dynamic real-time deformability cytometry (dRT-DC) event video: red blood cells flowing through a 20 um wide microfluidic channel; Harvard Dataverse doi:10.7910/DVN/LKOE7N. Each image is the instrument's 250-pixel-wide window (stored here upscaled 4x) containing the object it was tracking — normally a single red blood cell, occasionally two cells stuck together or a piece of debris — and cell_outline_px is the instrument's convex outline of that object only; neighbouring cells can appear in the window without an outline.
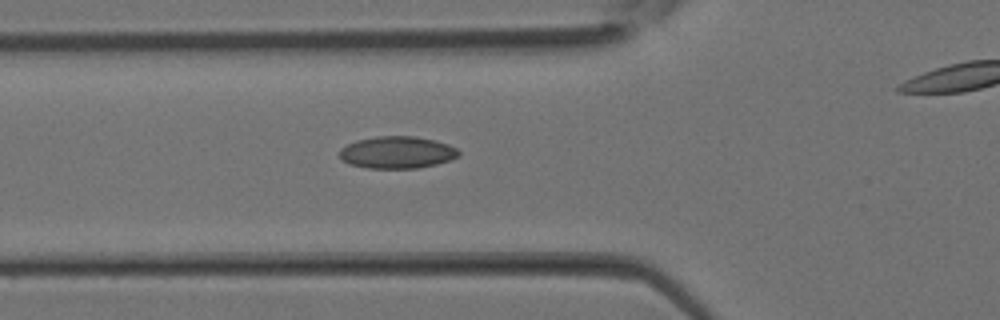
{"species": "Egyptian fruit bat (a non-hibernating species)", "species_latin": "Rousettus aegyptiacus", "temperature_condition": "room temperature", "stored_images_in_passage": 28, "camera_frame_rate_fps": 3000, "um_per_image_px": 0.085, "animal": {"sex": "female"}, "frame": {"image": 1, "passage_image": 12, "time_ms": 3.667, "image_size_px": [1000, 320], "cell_outline_px": [[460, 156], [436, 164], [416, 168], [368, 168], [348, 164], [340, 156], [340, 148], [356, 140], [376, 136], [412, 136], [432, 140], [448, 144], [456, 148], [460, 152]], "centroid_in_image_um": [33.74, 12.95], "position_along_channel_um": 92.1, "area_um2": 22.14}}
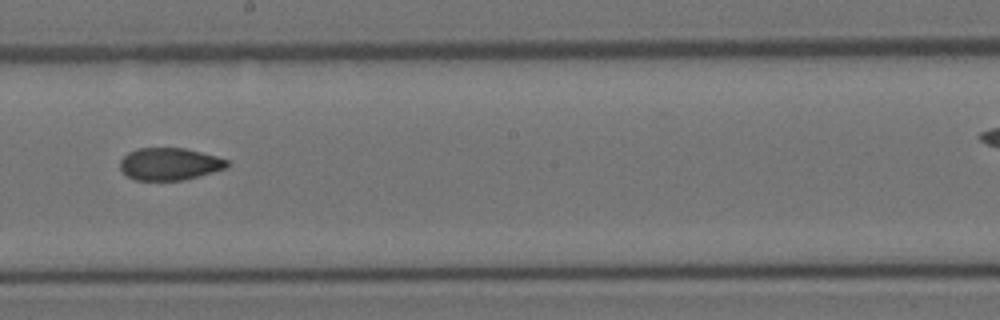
{"frame": {"image": 2, "passage_image": 19, "time_ms": 6.0, "image_size_px": [1000, 320], "cell_outline_px": [[228, 168], [184, 180], [136, 180], [128, 176], [120, 168], [120, 160], [128, 152], [136, 148], [184, 148], [216, 156], [228, 160]], "centroid_in_image_um": [14.41, 13.94], "position_along_channel_um": 233.8, "area_um2": 20.11}}
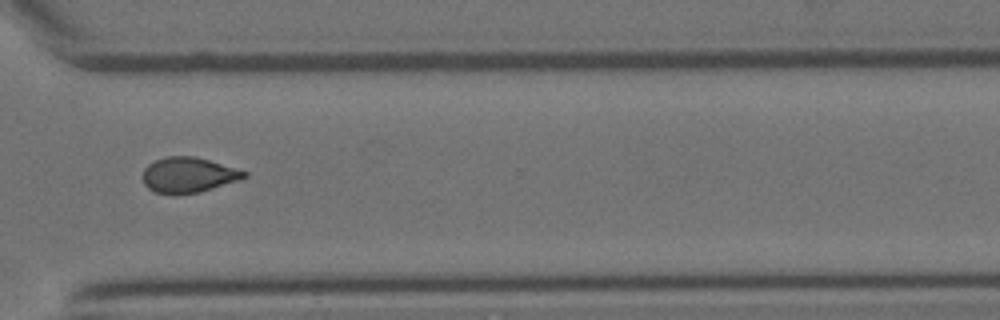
{"frame": {"image": 3, "passage_image": 25, "time_ms": 8.0, "image_size_px": [1000, 320], "cell_outline_px": [[248, 176], [240, 180], [200, 192], [176, 196], [156, 192], [148, 188], [144, 184], [140, 176], [144, 168], [148, 164], [156, 160], [168, 156], [196, 156], [248, 172]], "centroid_in_image_um": [15.98, 14.89], "position_along_channel_um": 354.6, "area_um2": 21.27}}